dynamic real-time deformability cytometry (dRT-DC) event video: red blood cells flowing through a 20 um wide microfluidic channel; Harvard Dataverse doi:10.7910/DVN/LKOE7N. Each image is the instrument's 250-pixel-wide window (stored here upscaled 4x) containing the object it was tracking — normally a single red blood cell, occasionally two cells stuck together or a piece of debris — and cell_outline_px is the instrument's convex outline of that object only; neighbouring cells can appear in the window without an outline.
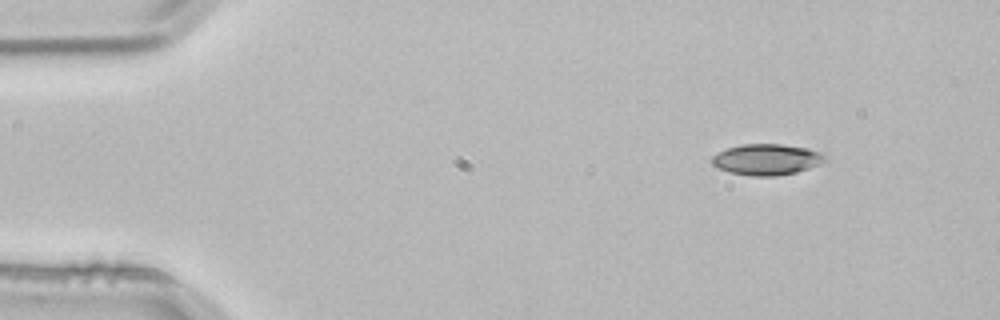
{"species": "common noctule bat (a hibernating species)", "species_latin": "Nyctalus noctula", "temperature_condition": "room temperature", "stored_images_in_passage": 3, "camera_frame_rate_fps": 3000, "um_per_image_px": 0.085, "animal": {"sex": "male", "body_mass_g": 21.5, "forearm_length_mm": 52.0}, "frame": {"image": 1, "passage_image": 1, "time_ms": 0.0, "image_size_px": [1000, 320], "cell_outline_px": [[828, 160], [820, 164], [796, 172], [776, 176], [752, 176], [728, 172], [716, 168], [712, 164], [712, 156], [716, 152], [728, 148], [744, 144], [780, 144], [808, 148], [820, 152], [828, 156]], "centroid_in_image_um": [65.17, 13.56], "position_along_channel_um": 19.8, "area_um2": 20.63}}
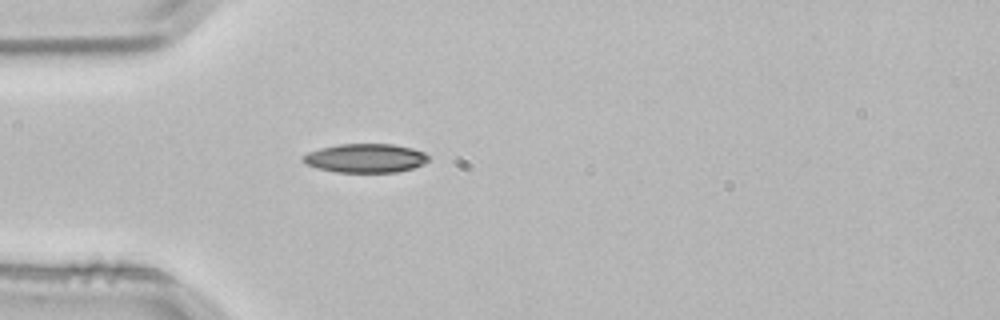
{"frame": {"image": 2, "passage_image": 3, "time_ms": 0.667, "image_size_px": [1000, 320], "cell_outline_px": [[428, 160], [424, 164], [412, 168], [396, 172], [336, 172], [316, 168], [304, 164], [300, 160], [300, 156], [308, 152], [320, 148], [340, 144], [392, 144], [412, 148], [424, 152], [428, 156]], "centroid_in_image_um": [31.0, 13.44], "position_along_channel_um": 54.0, "area_um2": 21.27}}